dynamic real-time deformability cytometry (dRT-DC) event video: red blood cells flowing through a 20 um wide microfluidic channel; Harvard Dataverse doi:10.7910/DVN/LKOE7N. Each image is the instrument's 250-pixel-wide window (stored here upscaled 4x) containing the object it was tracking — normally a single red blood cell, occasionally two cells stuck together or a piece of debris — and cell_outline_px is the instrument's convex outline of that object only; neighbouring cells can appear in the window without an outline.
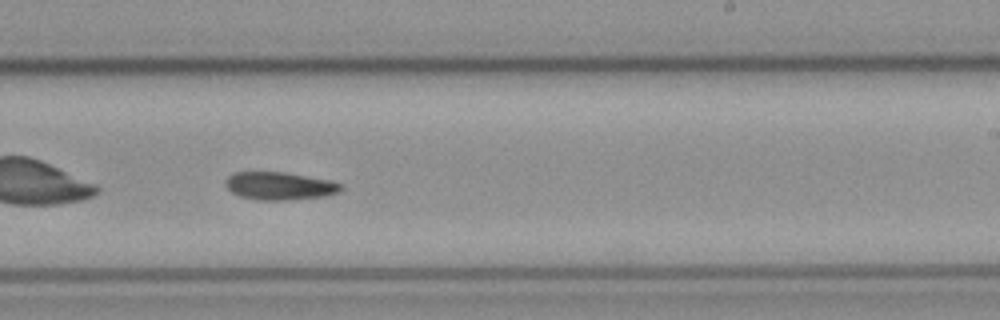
{"species": "common noctule bat (a hibernating species)", "species_latin": "Nyctalus noctula", "temperature_condition": "cold", "stored_images_in_passage": 38, "camera_frame_rate_fps": 3000, "um_per_image_px": 0.085, "animal": {"sex": "female", "body_mass_g": 21.9}, "frame": {"image": 1, "passage_image": 17, "time_ms": 5.333, "image_size_px": [1000, 320], "cell_outline_px": [[344, 188], [340, 192], [324, 196], [288, 200], [256, 200], [240, 196], [232, 192], [224, 184], [224, 180], [232, 172], [284, 172], [332, 180], [344, 184]], "centroid_in_image_um": [23.79, 15.8], "position_along_channel_um": 265.2, "area_um2": 19.02}}